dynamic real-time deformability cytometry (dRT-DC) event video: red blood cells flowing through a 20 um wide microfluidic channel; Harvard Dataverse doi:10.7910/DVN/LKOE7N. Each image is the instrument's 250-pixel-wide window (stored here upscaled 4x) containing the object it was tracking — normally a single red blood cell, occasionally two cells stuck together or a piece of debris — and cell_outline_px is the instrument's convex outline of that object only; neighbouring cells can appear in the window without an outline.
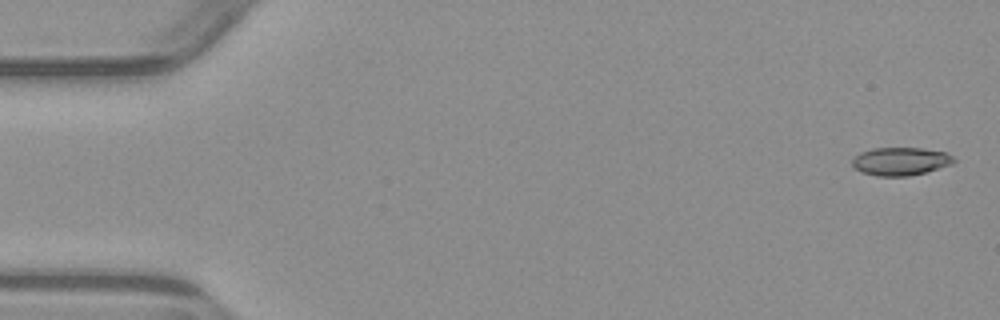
{"species": "common noctule bat (a hibernating species)", "species_latin": "Nyctalus noctula", "temperature_condition": "warm", "stored_images_in_passage": 5, "camera_frame_rate_fps": 3000, "um_per_image_px": 0.085, "animal": {"sex": "male", "body_mass_g": 23.1, "forearm_length_mm": 52.7}, "frame": {"image": 1, "passage_image": 1, "time_ms": 0.0, "image_size_px": [1000, 320], "cell_outline_px": [[956, 160], [952, 164], [924, 172], [908, 176], [876, 176], [860, 172], [852, 164], [852, 160], [860, 152], [872, 148], [920, 148], [944, 152], [952, 156]], "centroid_in_image_um": [76.52, 13.71], "position_along_channel_um": 8.5, "area_um2": 16.47}}
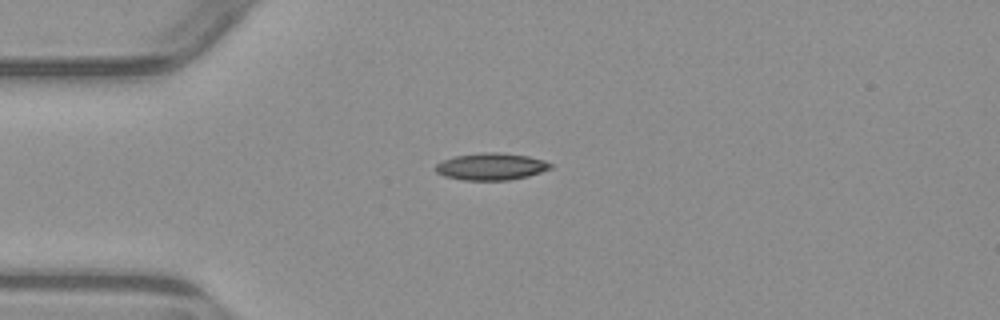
{"frame": {"image": 2, "passage_image": 4, "time_ms": 4.0, "image_size_px": [1000, 320], "cell_outline_px": [[552, 168], [528, 176], [508, 180], [464, 180], [444, 176], [436, 172], [432, 168], [436, 164], [444, 160], [456, 156], [484, 152], [500, 152], [528, 156], [544, 160], [552, 164]], "centroid_in_image_um": [41.73, 14.15], "position_along_channel_um": 43.3, "area_um2": 18.09}}
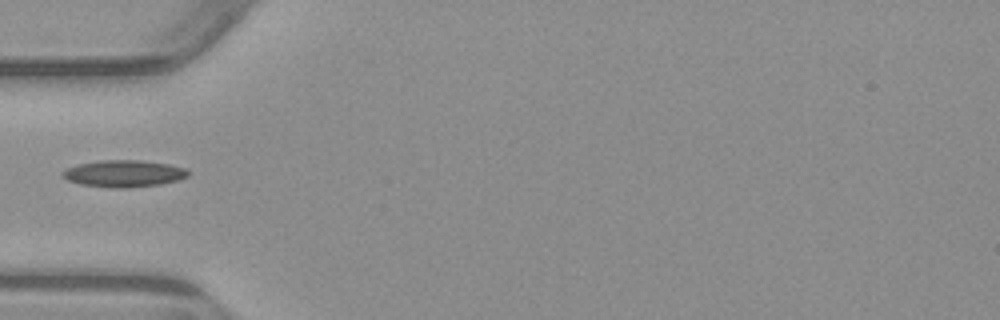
{"frame": {"image": 3, "passage_image": 5, "time_ms": 5.333, "image_size_px": [1000, 320], "cell_outline_px": [[188, 176], [176, 180], [160, 184], [128, 188], [112, 188], [80, 184], [68, 180], [60, 176], [60, 172], [68, 168], [80, 164], [100, 160], [140, 160], [168, 164], [184, 168], [188, 172]], "centroid_in_image_um": [10.48, 14.75], "position_along_channel_um": 74.5, "area_um2": 19.54}}